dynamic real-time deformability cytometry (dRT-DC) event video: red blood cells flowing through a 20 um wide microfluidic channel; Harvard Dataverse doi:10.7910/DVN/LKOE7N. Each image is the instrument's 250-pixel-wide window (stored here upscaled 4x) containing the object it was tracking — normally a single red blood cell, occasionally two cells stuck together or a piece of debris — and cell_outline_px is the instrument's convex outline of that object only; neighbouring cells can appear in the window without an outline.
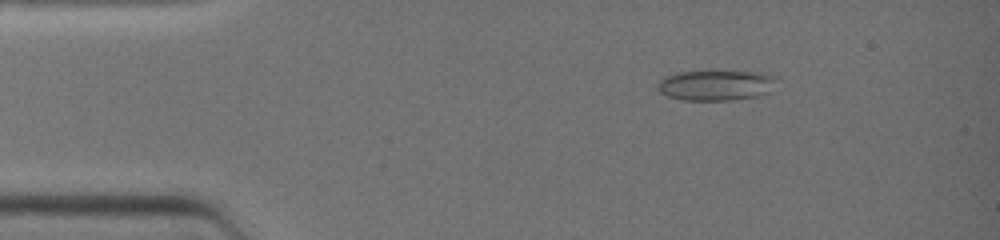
{"species": "common noctule bat (a hibernating species)", "species_latin": "Nyctalus noctula", "temperature_condition": "warm", "stored_images_in_passage": 4, "camera_frame_rate_fps": 3000, "um_per_image_px": 0.085, "animal": {"sex": "female", "body_mass_g": 19.0, "forearm_length_mm": 51.5}, "frame": {"image": 1, "passage_image": 2, "time_ms": 1.0, "image_size_px": [1000, 240], "cell_outline_px": [[780, 80], [768, 92], [756, 96], [732, 100], [680, 100], [668, 96], [660, 92], [656, 88], [660, 80], [664, 76], [676, 72], [756, 72], [776, 76]], "centroid_in_image_um": [60.85, 7.25], "position_along_channel_um": 24.1, "area_um2": 21.04}}